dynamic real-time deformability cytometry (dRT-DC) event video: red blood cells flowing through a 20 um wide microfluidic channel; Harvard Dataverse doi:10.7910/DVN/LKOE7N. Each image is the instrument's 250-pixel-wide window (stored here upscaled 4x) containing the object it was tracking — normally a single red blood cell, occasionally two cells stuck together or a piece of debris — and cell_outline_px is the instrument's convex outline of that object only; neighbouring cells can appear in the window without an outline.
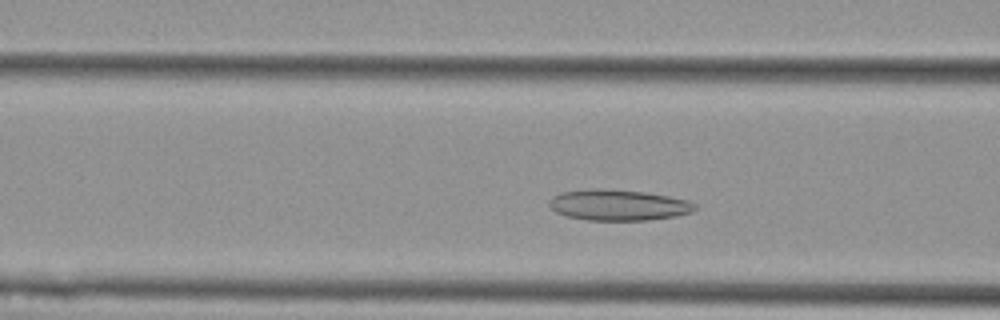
{"species": "Egyptian fruit bat (a non-hibernating species)", "species_latin": "Rousettus aegyptiacus", "temperature_condition": "cold", "stored_images_in_passage": 45, "camera_frame_rate_fps": 3000, "um_per_image_px": 0.085, "animal": {"sex": "female"}, "frame": {"image": 1, "passage_image": 11, "time_ms": 3.333, "image_size_px": [1000, 320], "cell_outline_px": [[696, 208], [692, 212], [676, 216], [648, 220], [588, 220], [568, 216], [556, 212], [548, 204], [548, 200], [552, 196], [560, 192], [596, 188], [604, 188], [644, 192], [668, 196], [688, 200], [696, 204]], "centroid_in_image_um": [52.55, 17.42], "position_along_channel_um": 114.0, "area_um2": 26.3}}
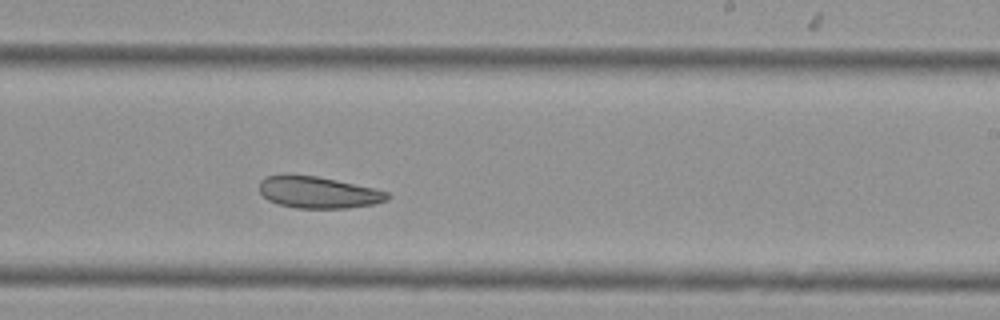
{"frame": {"image": 2, "passage_image": 23, "time_ms": 7.333, "image_size_px": [1000, 320], "cell_outline_px": [[392, 196], [388, 200], [376, 204], [348, 208], [296, 208], [280, 204], [268, 200], [260, 192], [260, 180], [264, 176], [284, 172], [288, 172], [316, 176], [376, 188], [388, 192]], "centroid_in_image_um": [27.04, 16.32], "position_along_channel_um": 262.0, "area_um2": 24.28}}
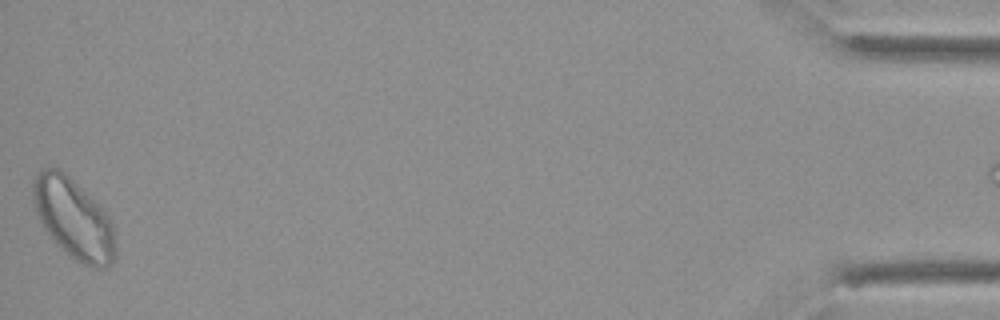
{"frame": {"image": 3, "passage_image": 44, "time_ms": 14.333, "image_size_px": [1000, 320], "cell_outline_px": [[116, 256], [104, 268], [96, 268], [84, 264], [76, 260], [60, 248], [48, 236], [36, 212], [32, 200], [32, 184], [36, 176], [44, 168], [56, 168], [64, 172], [108, 216], [112, 224], [116, 240]], "centroid_in_image_um": [6.23, 18.62], "position_along_channel_um": 429.0, "area_um2": 37.86}}